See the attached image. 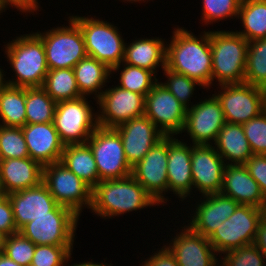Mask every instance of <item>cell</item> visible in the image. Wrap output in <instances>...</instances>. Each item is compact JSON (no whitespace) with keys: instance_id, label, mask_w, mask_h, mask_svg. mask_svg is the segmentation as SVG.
Instances as JSON below:
<instances>
[{"instance_id":"1","label":"cell","mask_w":266,"mask_h":266,"mask_svg":"<svg viewBox=\"0 0 266 266\" xmlns=\"http://www.w3.org/2000/svg\"><path fill=\"white\" fill-rule=\"evenodd\" d=\"M199 36L185 29L173 28L171 41L166 43V67L198 81L203 89H210L212 79V53L210 31Z\"/></svg>"},{"instance_id":"2","label":"cell","mask_w":266,"mask_h":266,"mask_svg":"<svg viewBox=\"0 0 266 266\" xmlns=\"http://www.w3.org/2000/svg\"><path fill=\"white\" fill-rule=\"evenodd\" d=\"M153 206L159 204L132 175L100 181L92 189L90 211L105 220Z\"/></svg>"},{"instance_id":"3","label":"cell","mask_w":266,"mask_h":266,"mask_svg":"<svg viewBox=\"0 0 266 266\" xmlns=\"http://www.w3.org/2000/svg\"><path fill=\"white\" fill-rule=\"evenodd\" d=\"M7 62L15 75L7 84L15 87H42L48 65L42 39L34 32L16 36L4 45Z\"/></svg>"},{"instance_id":"4","label":"cell","mask_w":266,"mask_h":266,"mask_svg":"<svg viewBox=\"0 0 266 266\" xmlns=\"http://www.w3.org/2000/svg\"><path fill=\"white\" fill-rule=\"evenodd\" d=\"M210 44L211 86L215 83H218L217 86L244 83L249 42L236 31L217 29V31H210Z\"/></svg>"},{"instance_id":"5","label":"cell","mask_w":266,"mask_h":266,"mask_svg":"<svg viewBox=\"0 0 266 266\" xmlns=\"http://www.w3.org/2000/svg\"><path fill=\"white\" fill-rule=\"evenodd\" d=\"M83 34L87 55L104 63L110 69L122 63L125 40L120 28L96 16L70 15ZM120 32V33H119Z\"/></svg>"},{"instance_id":"6","label":"cell","mask_w":266,"mask_h":266,"mask_svg":"<svg viewBox=\"0 0 266 266\" xmlns=\"http://www.w3.org/2000/svg\"><path fill=\"white\" fill-rule=\"evenodd\" d=\"M51 29V30H50ZM46 32H35L45 48L49 70L73 67L87 57L83 34L80 27L68 17V26H57Z\"/></svg>"},{"instance_id":"7","label":"cell","mask_w":266,"mask_h":266,"mask_svg":"<svg viewBox=\"0 0 266 266\" xmlns=\"http://www.w3.org/2000/svg\"><path fill=\"white\" fill-rule=\"evenodd\" d=\"M88 98L82 96L56 104L53 123L64 145L86 143L98 127L97 111Z\"/></svg>"},{"instance_id":"8","label":"cell","mask_w":266,"mask_h":266,"mask_svg":"<svg viewBox=\"0 0 266 266\" xmlns=\"http://www.w3.org/2000/svg\"><path fill=\"white\" fill-rule=\"evenodd\" d=\"M81 216L57 205L51 216H41L24 225L19 232L35 245L73 246Z\"/></svg>"},{"instance_id":"9","label":"cell","mask_w":266,"mask_h":266,"mask_svg":"<svg viewBox=\"0 0 266 266\" xmlns=\"http://www.w3.org/2000/svg\"><path fill=\"white\" fill-rule=\"evenodd\" d=\"M265 209L239 204L235 212L208 238L219 256L226 251L253 244Z\"/></svg>"},{"instance_id":"10","label":"cell","mask_w":266,"mask_h":266,"mask_svg":"<svg viewBox=\"0 0 266 266\" xmlns=\"http://www.w3.org/2000/svg\"><path fill=\"white\" fill-rule=\"evenodd\" d=\"M93 152L99 180L122 179L131 175L123 144L115 128L98 126L86 141Z\"/></svg>"},{"instance_id":"11","label":"cell","mask_w":266,"mask_h":266,"mask_svg":"<svg viewBox=\"0 0 266 266\" xmlns=\"http://www.w3.org/2000/svg\"><path fill=\"white\" fill-rule=\"evenodd\" d=\"M42 182L59 205L72 209L78 216L92 203V188L62 163L43 166Z\"/></svg>"},{"instance_id":"12","label":"cell","mask_w":266,"mask_h":266,"mask_svg":"<svg viewBox=\"0 0 266 266\" xmlns=\"http://www.w3.org/2000/svg\"><path fill=\"white\" fill-rule=\"evenodd\" d=\"M98 126L115 128L132 118L144 115L145 96L116 86L104 89L95 100Z\"/></svg>"},{"instance_id":"13","label":"cell","mask_w":266,"mask_h":266,"mask_svg":"<svg viewBox=\"0 0 266 266\" xmlns=\"http://www.w3.org/2000/svg\"><path fill=\"white\" fill-rule=\"evenodd\" d=\"M167 161L168 136H164L131 170V175L146 192L163 206L169 202V197L165 196L168 192Z\"/></svg>"},{"instance_id":"14","label":"cell","mask_w":266,"mask_h":266,"mask_svg":"<svg viewBox=\"0 0 266 266\" xmlns=\"http://www.w3.org/2000/svg\"><path fill=\"white\" fill-rule=\"evenodd\" d=\"M187 108L162 84L157 81L145 96V112L165 136L182 134Z\"/></svg>"},{"instance_id":"15","label":"cell","mask_w":266,"mask_h":266,"mask_svg":"<svg viewBox=\"0 0 266 266\" xmlns=\"http://www.w3.org/2000/svg\"><path fill=\"white\" fill-rule=\"evenodd\" d=\"M214 95L228 123L243 125L263 112L260 87L247 83L219 85Z\"/></svg>"},{"instance_id":"16","label":"cell","mask_w":266,"mask_h":266,"mask_svg":"<svg viewBox=\"0 0 266 266\" xmlns=\"http://www.w3.org/2000/svg\"><path fill=\"white\" fill-rule=\"evenodd\" d=\"M225 123L221 104L212 94L187 109L182 133L189 135L192 145H213Z\"/></svg>"},{"instance_id":"17","label":"cell","mask_w":266,"mask_h":266,"mask_svg":"<svg viewBox=\"0 0 266 266\" xmlns=\"http://www.w3.org/2000/svg\"><path fill=\"white\" fill-rule=\"evenodd\" d=\"M225 166V161L217 153L214 145L191 144L193 192L199 191L201 196L220 193Z\"/></svg>"},{"instance_id":"18","label":"cell","mask_w":266,"mask_h":266,"mask_svg":"<svg viewBox=\"0 0 266 266\" xmlns=\"http://www.w3.org/2000/svg\"><path fill=\"white\" fill-rule=\"evenodd\" d=\"M184 226V227H183ZM181 226L166 243L179 266H219V255L207 237L196 233L188 225ZM173 238V239H172Z\"/></svg>"},{"instance_id":"19","label":"cell","mask_w":266,"mask_h":266,"mask_svg":"<svg viewBox=\"0 0 266 266\" xmlns=\"http://www.w3.org/2000/svg\"><path fill=\"white\" fill-rule=\"evenodd\" d=\"M118 131L127 162L131 167L142 160L165 135L145 115L132 118L115 127Z\"/></svg>"},{"instance_id":"20","label":"cell","mask_w":266,"mask_h":266,"mask_svg":"<svg viewBox=\"0 0 266 266\" xmlns=\"http://www.w3.org/2000/svg\"><path fill=\"white\" fill-rule=\"evenodd\" d=\"M199 198L201 199H198L192 208L194 214H190L193 216L187 225L196 233L209 238L217 227L235 212L239 204L222 193L207 194Z\"/></svg>"},{"instance_id":"21","label":"cell","mask_w":266,"mask_h":266,"mask_svg":"<svg viewBox=\"0 0 266 266\" xmlns=\"http://www.w3.org/2000/svg\"><path fill=\"white\" fill-rule=\"evenodd\" d=\"M168 136V193L173 192L179 202L193 198V179L191 172V142ZM189 145V146H188Z\"/></svg>"},{"instance_id":"22","label":"cell","mask_w":266,"mask_h":266,"mask_svg":"<svg viewBox=\"0 0 266 266\" xmlns=\"http://www.w3.org/2000/svg\"><path fill=\"white\" fill-rule=\"evenodd\" d=\"M7 196L12 204L18 231L35 218L51 216V211L58 205L43 182L35 187L9 193Z\"/></svg>"},{"instance_id":"23","label":"cell","mask_w":266,"mask_h":266,"mask_svg":"<svg viewBox=\"0 0 266 266\" xmlns=\"http://www.w3.org/2000/svg\"><path fill=\"white\" fill-rule=\"evenodd\" d=\"M21 128L32 160L42 166L60 162L65 145L53 122L25 124Z\"/></svg>"},{"instance_id":"24","label":"cell","mask_w":266,"mask_h":266,"mask_svg":"<svg viewBox=\"0 0 266 266\" xmlns=\"http://www.w3.org/2000/svg\"><path fill=\"white\" fill-rule=\"evenodd\" d=\"M238 204L250 205L266 210V200L258 183L251 177L244 164L226 165L221 192Z\"/></svg>"},{"instance_id":"25","label":"cell","mask_w":266,"mask_h":266,"mask_svg":"<svg viewBox=\"0 0 266 266\" xmlns=\"http://www.w3.org/2000/svg\"><path fill=\"white\" fill-rule=\"evenodd\" d=\"M43 166L27 158L0 160V192L7 195L35 187L42 182Z\"/></svg>"},{"instance_id":"26","label":"cell","mask_w":266,"mask_h":266,"mask_svg":"<svg viewBox=\"0 0 266 266\" xmlns=\"http://www.w3.org/2000/svg\"><path fill=\"white\" fill-rule=\"evenodd\" d=\"M166 40L157 37L135 38L132 43H125L122 63L152 71L157 75V68L166 67Z\"/></svg>"},{"instance_id":"27","label":"cell","mask_w":266,"mask_h":266,"mask_svg":"<svg viewBox=\"0 0 266 266\" xmlns=\"http://www.w3.org/2000/svg\"><path fill=\"white\" fill-rule=\"evenodd\" d=\"M213 145L226 165L245 164L253 155L241 124L226 122Z\"/></svg>"},{"instance_id":"28","label":"cell","mask_w":266,"mask_h":266,"mask_svg":"<svg viewBox=\"0 0 266 266\" xmlns=\"http://www.w3.org/2000/svg\"><path fill=\"white\" fill-rule=\"evenodd\" d=\"M73 72L82 96L94 95L97 99L102 93L111 77V69L97 59L87 56L79 61ZM103 88V89H102Z\"/></svg>"},{"instance_id":"29","label":"cell","mask_w":266,"mask_h":266,"mask_svg":"<svg viewBox=\"0 0 266 266\" xmlns=\"http://www.w3.org/2000/svg\"><path fill=\"white\" fill-rule=\"evenodd\" d=\"M60 163L92 189L100 182L93 152L87 143L65 145Z\"/></svg>"},{"instance_id":"30","label":"cell","mask_w":266,"mask_h":266,"mask_svg":"<svg viewBox=\"0 0 266 266\" xmlns=\"http://www.w3.org/2000/svg\"><path fill=\"white\" fill-rule=\"evenodd\" d=\"M241 31L235 30L248 42L266 38V2L261 0H242L238 18Z\"/></svg>"},{"instance_id":"31","label":"cell","mask_w":266,"mask_h":266,"mask_svg":"<svg viewBox=\"0 0 266 266\" xmlns=\"http://www.w3.org/2000/svg\"><path fill=\"white\" fill-rule=\"evenodd\" d=\"M26 88L7 85L0 94V125L23 127L26 124Z\"/></svg>"},{"instance_id":"32","label":"cell","mask_w":266,"mask_h":266,"mask_svg":"<svg viewBox=\"0 0 266 266\" xmlns=\"http://www.w3.org/2000/svg\"><path fill=\"white\" fill-rule=\"evenodd\" d=\"M42 88L56 103L82 97L73 69L69 68L48 70Z\"/></svg>"},{"instance_id":"33","label":"cell","mask_w":266,"mask_h":266,"mask_svg":"<svg viewBox=\"0 0 266 266\" xmlns=\"http://www.w3.org/2000/svg\"><path fill=\"white\" fill-rule=\"evenodd\" d=\"M123 66V67H121ZM121 71H118L120 70ZM120 72L118 87L146 96L159 80L156 75L147 69L121 63L111 69V75Z\"/></svg>"},{"instance_id":"34","label":"cell","mask_w":266,"mask_h":266,"mask_svg":"<svg viewBox=\"0 0 266 266\" xmlns=\"http://www.w3.org/2000/svg\"><path fill=\"white\" fill-rule=\"evenodd\" d=\"M56 104L42 87L26 88V124L53 122Z\"/></svg>"},{"instance_id":"35","label":"cell","mask_w":266,"mask_h":266,"mask_svg":"<svg viewBox=\"0 0 266 266\" xmlns=\"http://www.w3.org/2000/svg\"><path fill=\"white\" fill-rule=\"evenodd\" d=\"M244 83L257 87L266 84V38L248 44Z\"/></svg>"},{"instance_id":"36","label":"cell","mask_w":266,"mask_h":266,"mask_svg":"<svg viewBox=\"0 0 266 266\" xmlns=\"http://www.w3.org/2000/svg\"><path fill=\"white\" fill-rule=\"evenodd\" d=\"M27 157L29 152L22 128L0 125V160Z\"/></svg>"},{"instance_id":"37","label":"cell","mask_w":266,"mask_h":266,"mask_svg":"<svg viewBox=\"0 0 266 266\" xmlns=\"http://www.w3.org/2000/svg\"><path fill=\"white\" fill-rule=\"evenodd\" d=\"M162 72L167 79L165 82L160 83H162L181 104H183L187 109L190 108L193 105L190 100L193 97V93L196 90L197 85L200 88L203 86L198 81L189 78L184 74L174 72L167 67H165Z\"/></svg>"},{"instance_id":"38","label":"cell","mask_w":266,"mask_h":266,"mask_svg":"<svg viewBox=\"0 0 266 266\" xmlns=\"http://www.w3.org/2000/svg\"><path fill=\"white\" fill-rule=\"evenodd\" d=\"M242 0H202L201 21L205 26L222 20L238 18Z\"/></svg>"},{"instance_id":"39","label":"cell","mask_w":266,"mask_h":266,"mask_svg":"<svg viewBox=\"0 0 266 266\" xmlns=\"http://www.w3.org/2000/svg\"><path fill=\"white\" fill-rule=\"evenodd\" d=\"M36 245L20 232L4 237L3 253L21 266L31 265Z\"/></svg>"},{"instance_id":"40","label":"cell","mask_w":266,"mask_h":266,"mask_svg":"<svg viewBox=\"0 0 266 266\" xmlns=\"http://www.w3.org/2000/svg\"><path fill=\"white\" fill-rule=\"evenodd\" d=\"M220 266H264L265 258L253 243L222 253ZM222 257V258H221Z\"/></svg>"},{"instance_id":"41","label":"cell","mask_w":266,"mask_h":266,"mask_svg":"<svg viewBox=\"0 0 266 266\" xmlns=\"http://www.w3.org/2000/svg\"><path fill=\"white\" fill-rule=\"evenodd\" d=\"M73 246L36 245L32 266H68Z\"/></svg>"},{"instance_id":"42","label":"cell","mask_w":266,"mask_h":266,"mask_svg":"<svg viewBox=\"0 0 266 266\" xmlns=\"http://www.w3.org/2000/svg\"><path fill=\"white\" fill-rule=\"evenodd\" d=\"M242 127L253 154L266 155V113L250 119Z\"/></svg>"},{"instance_id":"43","label":"cell","mask_w":266,"mask_h":266,"mask_svg":"<svg viewBox=\"0 0 266 266\" xmlns=\"http://www.w3.org/2000/svg\"><path fill=\"white\" fill-rule=\"evenodd\" d=\"M266 200V155L253 154L244 164Z\"/></svg>"},{"instance_id":"44","label":"cell","mask_w":266,"mask_h":266,"mask_svg":"<svg viewBox=\"0 0 266 266\" xmlns=\"http://www.w3.org/2000/svg\"><path fill=\"white\" fill-rule=\"evenodd\" d=\"M19 232L13 215V208L7 195H0V234L4 237Z\"/></svg>"},{"instance_id":"45","label":"cell","mask_w":266,"mask_h":266,"mask_svg":"<svg viewBox=\"0 0 266 266\" xmlns=\"http://www.w3.org/2000/svg\"><path fill=\"white\" fill-rule=\"evenodd\" d=\"M141 266H179L174 254L168 249L166 244L161 249L142 261Z\"/></svg>"},{"instance_id":"46","label":"cell","mask_w":266,"mask_h":266,"mask_svg":"<svg viewBox=\"0 0 266 266\" xmlns=\"http://www.w3.org/2000/svg\"><path fill=\"white\" fill-rule=\"evenodd\" d=\"M0 3L5 9L12 6L23 14H32L34 12L37 14V11H41L39 10L40 3H38V0H0Z\"/></svg>"},{"instance_id":"47","label":"cell","mask_w":266,"mask_h":266,"mask_svg":"<svg viewBox=\"0 0 266 266\" xmlns=\"http://www.w3.org/2000/svg\"><path fill=\"white\" fill-rule=\"evenodd\" d=\"M254 244L259 248L266 262V212L259 222Z\"/></svg>"},{"instance_id":"48","label":"cell","mask_w":266,"mask_h":266,"mask_svg":"<svg viewBox=\"0 0 266 266\" xmlns=\"http://www.w3.org/2000/svg\"><path fill=\"white\" fill-rule=\"evenodd\" d=\"M0 266H21L20 264L9 259L3 252L0 253Z\"/></svg>"},{"instance_id":"49","label":"cell","mask_w":266,"mask_h":266,"mask_svg":"<svg viewBox=\"0 0 266 266\" xmlns=\"http://www.w3.org/2000/svg\"><path fill=\"white\" fill-rule=\"evenodd\" d=\"M113 264H107V263H99V262H94L93 260L91 261H84V262H79V264L78 263H74V264H69V262H68V266H112Z\"/></svg>"},{"instance_id":"50","label":"cell","mask_w":266,"mask_h":266,"mask_svg":"<svg viewBox=\"0 0 266 266\" xmlns=\"http://www.w3.org/2000/svg\"><path fill=\"white\" fill-rule=\"evenodd\" d=\"M4 72L5 71L0 68V94H1L2 90L8 85L6 77H5L6 75H4L5 74Z\"/></svg>"},{"instance_id":"51","label":"cell","mask_w":266,"mask_h":266,"mask_svg":"<svg viewBox=\"0 0 266 266\" xmlns=\"http://www.w3.org/2000/svg\"><path fill=\"white\" fill-rule=\"evenodd\" d=\"M262 94L263 112L266 113V84L260 87Z\"/></svg>"},{"instance_id":"52","label":"cell","mask_w":266,"mask_h":266,"mask_svg":"<svg viewBox=\"0 0 266 266\" xmlns=\"http://www.w3.org/2000/svg\"><path fill=\"white\" fill-rule=\"evenodd\" d=\"M120 1V0H119ZM121 1H123V2H125V1H127V2H129V3H140V2H149L150 0H121ZM153 1V0H152Z\"/></svg>"},{"instance_id":"53","label":"cell","mask_w":266,"mask_h":266,"mask_svg":"<svg viewBox=\"0 0 266 266\" xmlns=\"http://www.w3.org/2000/svg\"><path fill=\"white\" fill-rule=\"evenodd\" d=\"M3 240H4V236L0 234V253L3 252Z\"/></svg>"},{"instance_id":"54","label":"cell","mask_w":266,"mask_h":266,"mask_svg":"<svg viewBox=\"0 0 266 266\" xmlns=\"http://www.w3.org/2000/svg\"><path fill=\"white\" fill-rule=\"evenodd\" d=\"M5 11H6V9L0 3V15H1L2 12H5Z\"/></svg>"}]
</instances>
